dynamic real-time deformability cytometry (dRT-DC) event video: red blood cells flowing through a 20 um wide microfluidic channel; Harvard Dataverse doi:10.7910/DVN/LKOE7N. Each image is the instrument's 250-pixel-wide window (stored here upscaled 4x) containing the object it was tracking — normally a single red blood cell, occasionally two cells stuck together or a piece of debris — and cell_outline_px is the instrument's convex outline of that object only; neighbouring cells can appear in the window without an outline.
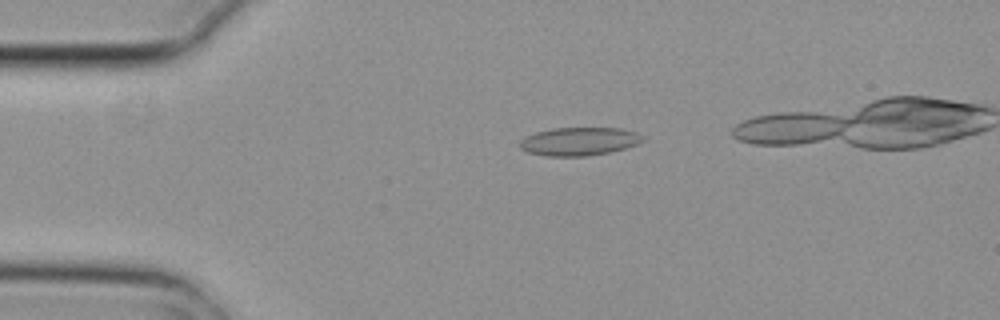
{"species": "common noctule bat (a hibernating species)", "species_latin": "Nyctalus noctula", "temperature_condition": "cold", "stored_images_in_passage": 6, "camera_frame_rate_fps": 3000, "um_per_image_px": 0.085, "animal": {"sex": "female", "body_mass_g": 29.2, "forearm_length_mm": 56.3}, "frame": {"image": 1, "passage_image": 3, "time_ms": 0.667, "image_size_px": [1000, 320], "cell_outline_px": [[648, 140], [624, 148], [608, 152], [588, 156], [548, 156], [528, 152], [520, 148], [520, 140], [536, 132], [552, 128], [620, 128], [636, 132], [644, 136]], "centroid_in_image_um": [49.26, 12.01], "position_along_channel_um": 35.7, "area_um2": 20.17}}
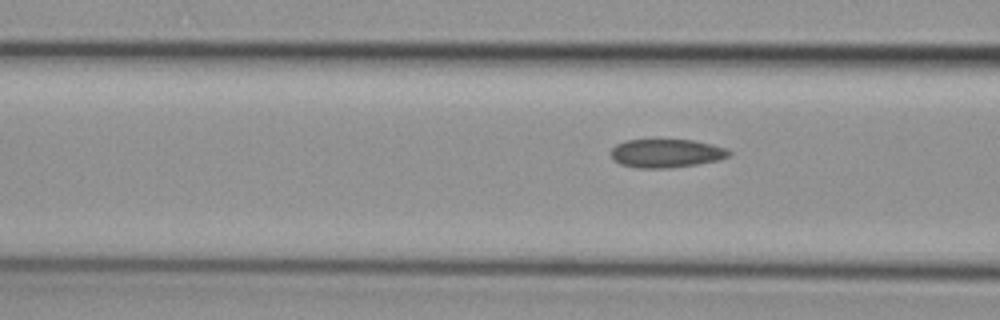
{"frame": {"image": 2, "passage_image": 6, "time_ms": 1.667, "image_size_px": [1000, 320], "cell_outline_px": [[732, 152], [728, 156], [716, 160], [696, 164], [668, 168], [636, 168], [620, 164], [612, 160], [612, 148], [616, 144], [624, 140], [692, 140], [712, 144], [728, 148]], "centroid_in_image_um": [56.61, 13.03], "position_along_channel_um": 110.0, "area_um2": 19.59}}